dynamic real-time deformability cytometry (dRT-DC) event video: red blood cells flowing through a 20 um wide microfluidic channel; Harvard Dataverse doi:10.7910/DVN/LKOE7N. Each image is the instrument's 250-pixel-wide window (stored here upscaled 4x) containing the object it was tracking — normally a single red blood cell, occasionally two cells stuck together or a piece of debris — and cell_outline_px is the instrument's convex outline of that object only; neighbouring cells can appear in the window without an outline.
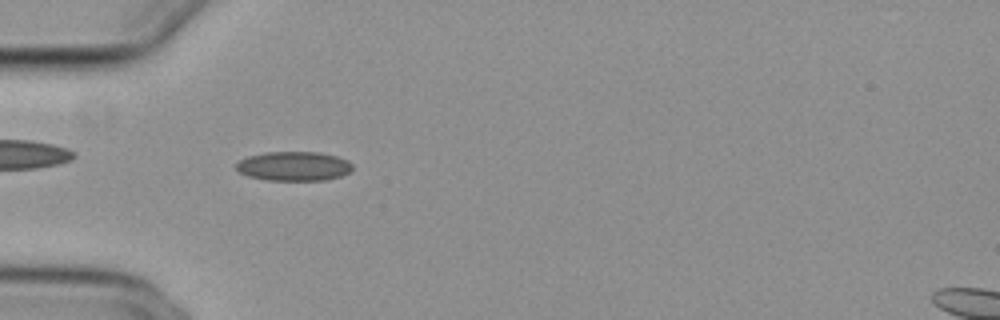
{"species": "common noctule bat (a hibernating species)", "species_latin": "Nyctalus noctula", "temperature_condition": "cold", "stored_images_in_passage": 55, "camera_frame_rate_fps": 3000, "um_per_image_px": 0.085, "animal": {"sex": "female", "body_mass_g": 29.2, "forearm_length_mm": 56.3}, "frame": {"image": 1, "passage_image": 18, "time_ms": 5.667, "image_size_px": [1000, 320], "cell_outline_px": [[352, 168], [348, 172], [340, 176], [324, 180], [268, 180], [248, 176], [240, 172], [236, 168], [236, 164], [240, 160], [248, 156], [264, 152], [320, 152], [336, 156], [348, 160], [352, 164]], "centroid_in_image_um": [24.97, 14.11], "position_along_channel_um": 60.0, "area_um2": 19.77}}
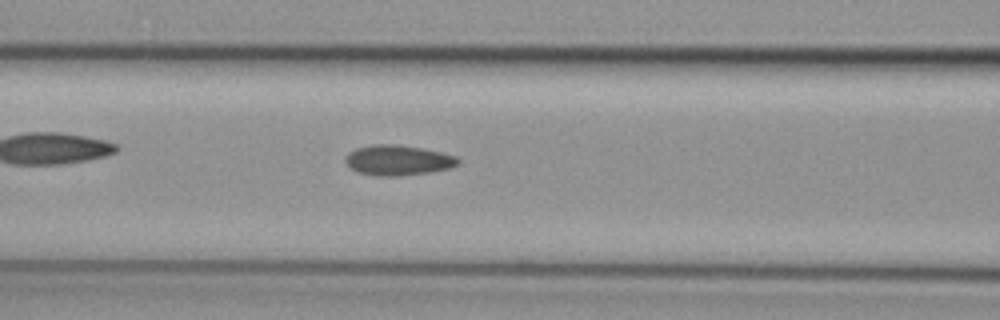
{"frame": {"image": 2, "passage_image": 24, "time_ms": 7.667, "image_size_px": [1000, 320], "cell_outline_px": [[460, 164], [448, 168], [428, 172], [396, 176], [380, 176], [356, 172], [348, 168], [344, 160], [348, 152], [356, 148], [372, 144], [396, 144], [424, 148], [456, 156], [460, 160]], "centroid_in_image_um": [33.78, 13.61], "position_along_channel_um": 132.8, "area_um2": 20.0}}
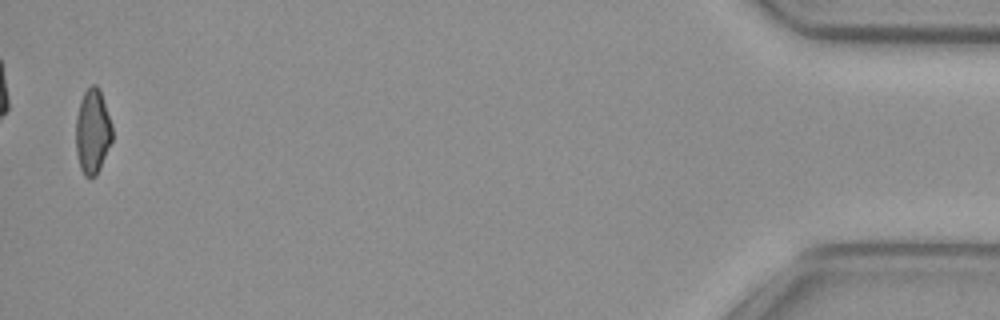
{"frame": {"image": 3, "passage_image": 54, "time_ms": 17.667, "image_size_px": [1000, 320], "cell_outline_px": [[112, 140], [100, 168], [96, 176], [84, 176], [80, 168], [76, 152], [76, 116], [80, 100], [84, 92], [92, 84], [96, 84], [100, 88], [112, 124]], "centroid_in_image_um": [7.87, 11.15], "position_along_channel_um": 427.3, "area_um2": 18.09}, "authors_computed_cell_mechanics": {"area_um2": 19.363, "velocity_mm_per_s": 3.8529, "shape_relaxation_time_tau1_ms": null, "shape_relaxation_time_tau2_ms": 4.2562, "deformation_change_tau1": null, "deformation_change_tau2": 0.0964}}